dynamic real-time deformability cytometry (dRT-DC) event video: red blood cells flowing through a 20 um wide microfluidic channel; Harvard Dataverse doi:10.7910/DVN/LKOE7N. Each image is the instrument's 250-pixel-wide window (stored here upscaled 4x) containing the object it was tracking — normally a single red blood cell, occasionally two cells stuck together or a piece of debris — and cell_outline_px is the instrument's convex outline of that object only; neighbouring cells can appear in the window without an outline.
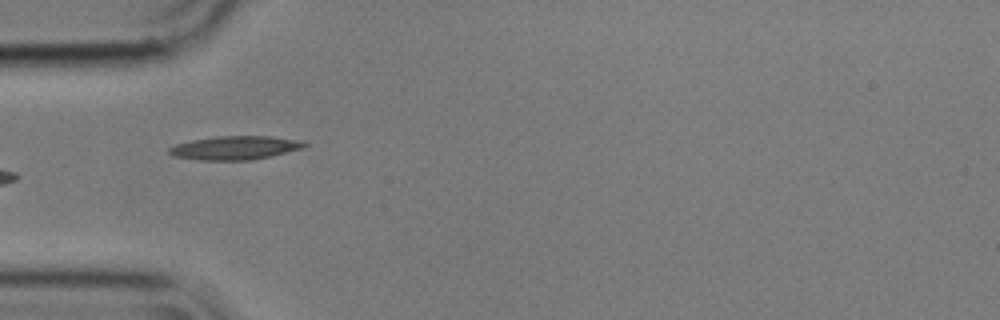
{"species": "common noctule bat (a hibernating species)", "species_latin": "Nyctalus noctula", "temperature_condition": "cold", "stored_images_in_passage": 6, "camera_frame_rate_fps": 3000, "um_per_image_px": 0.085, "animal": {"sex": "male", "body_mass_g": 17.9}, "frame": {"image": 1, "passage_image": 5, "time_ms": 1.333, "image_size_px": [1000, 320], "cell_outline_px": [[308, 144], [304, 148], [272, 156], [252, 160], [200, 160], [172, 156], [168, 152], [168, 148], [176, 144], [192, 140], [216, 136], [268, 136], [296, 140]], "centroid_in_image_um": [19.95, 12.57], "position_along_channel_um": 65.1, "area_um2": 18.61}}
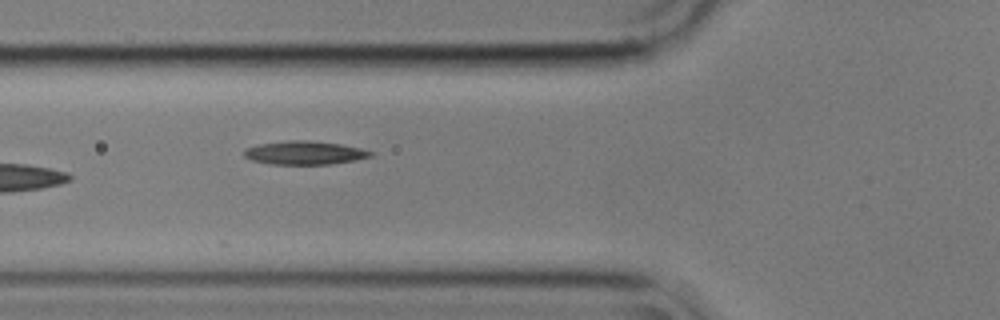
{"frame": {"image": 2, "passage_image": 6, "time_ms": 1.667, "image_size_px": [1000, 320], "cell_outline_px": [[376, 152], [372, 156], [356, 160], [332, 164], [272, 164], [252, 160], [244, 156], [244, 148], [260, 144], [288, 140], [308, 140], [340, 144], [360, 148]], "centroid_in_image_um": [25.92, 12.98], "position_along_channel_um": 99.9, "area_um2": 17.34}}